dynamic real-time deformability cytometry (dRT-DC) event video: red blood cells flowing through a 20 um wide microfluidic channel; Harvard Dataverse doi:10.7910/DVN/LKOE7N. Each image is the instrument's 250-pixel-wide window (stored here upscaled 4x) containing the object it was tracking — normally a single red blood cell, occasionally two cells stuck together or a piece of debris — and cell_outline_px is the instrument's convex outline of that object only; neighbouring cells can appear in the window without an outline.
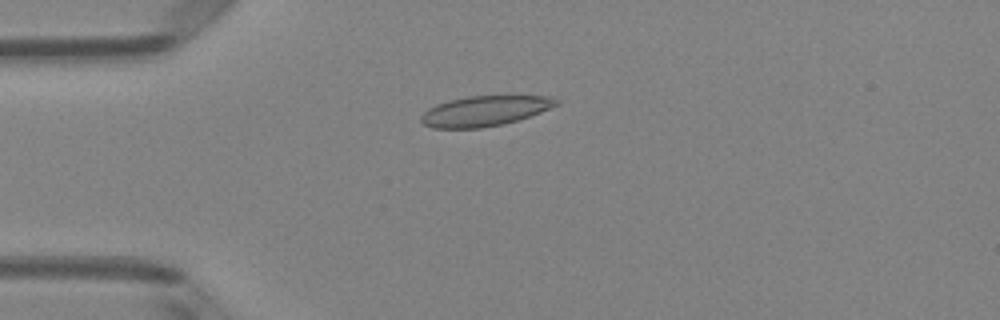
{"species": "Egyptian fruit bat (a non-hibernating species)", "species_latin": "Rousettus aegyptiacus", "temperature_condition": "room temperature", "stored_images_in_passage": 51, "camera_frame_rate_fps": 3000, "um_per_image_px": 0.085, "animal": {"sex": "female"}, "frame": {"image": 1, "passage_image": 13, "time_ms": 4.0, "image_size_px": [1000, 320], "cell_outline_px": [[560, 104], [540, 112], [504, 124], [480, 128], [432, 128], [424, 124], [420, 120], [420, 116], [428, 108], [436, 104], [448, 100], [468, 96], [552, 96], [560, 100]], "centroid_in_image_um": [41.19, 9.42], "position_along_channel_um": 43.8, "area_um2": 23.81}}
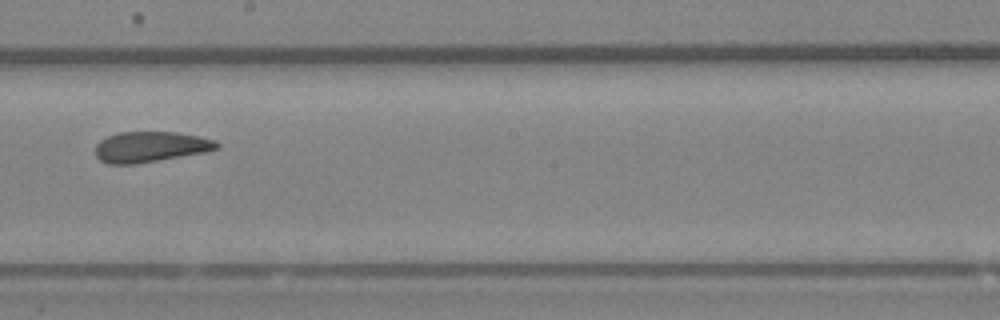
{"frame": {"image": 2, "passage_image": 29, "time_ms": 9.333, "image_size_px": [1000, 320], "cell_outline_px": [[220, 148], [204, 152], [136, 164], [108, 164], [100, 160], [96, 156], [96, 144], [100, 140], [108, 136], [120, 132], [176, 132], [216, 140], [220, 144]], "centroid_in_image_um": [12.78, 12.48], "position_along_channel_um": 235.4, "area_um2": 21.56}}
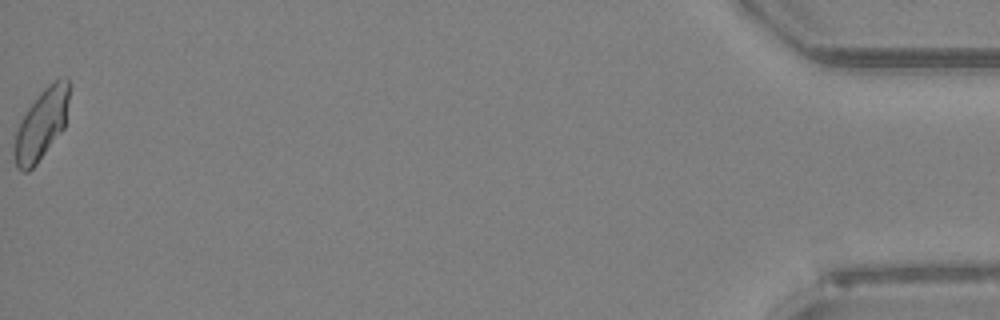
{"frame": {"image": 3, "passage_image": 51, "time_ms": 16.667, "image_size_px": [1000, 320], "cell_outline_px": [[72, 84], [64, 128], [36, 164], [28, 172], [20, 172], [16, 168], [16, 132], [20, 120], [28, 108], [40, 92], [44, 88], [56, 80], [68, 76]], "centroid_in_image_um": [3.58, 10.51], "position_along_channel_um": 431.6, "area_um2": 22.37}, "authors_computed_cell_mechanics": {"area_um2": 22.7154, "velocity_mm_per_s": 4.0098, "shape_relaxation_time_tau1_ms": null, "shape_relaxation_time_tau2_ms": 1.8511, "deformation_change_tau1": null, "deformation_change_tau2": 0.062}}